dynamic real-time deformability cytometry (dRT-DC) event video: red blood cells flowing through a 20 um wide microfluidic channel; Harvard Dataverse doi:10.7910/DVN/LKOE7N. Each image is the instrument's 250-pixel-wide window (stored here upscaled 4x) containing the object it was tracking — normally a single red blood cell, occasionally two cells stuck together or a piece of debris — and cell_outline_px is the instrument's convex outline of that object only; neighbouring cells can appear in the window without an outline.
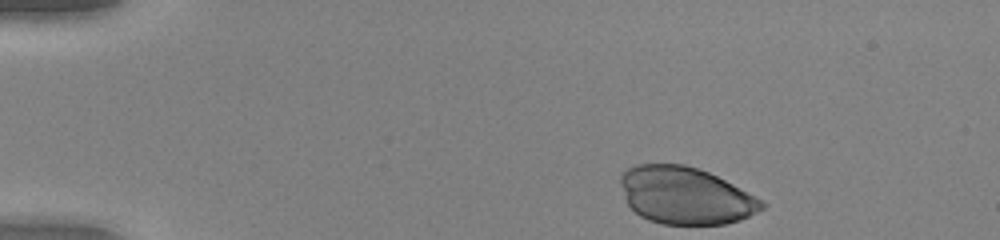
{"species": "human", "species_latin": "Homo sapiens", "temperature_condition": "warm", "stored_images_in_passage": 37, "camera_frame_rate_fps": 3000, "um_per_image_px": 0.085, "donor": {"sex": "female"}, "frame": {"image": 1, "passage_image": 1, "time_ms": 0.0, "image_size_px": [1000, 240], "cell_outline_px": [[764, 208], [740, 220], [724, 224], [660, 224], [648, 220], [640, 216], [628, 204], [620, 184], [620, 176], [628, 168], [636, 164], [684, 164], [708, 172], [732, 184], [760, 200], [764, 204]], "centroid_in_image_um": [58.21, 16.62], "position_along_channel_um": 26.8, "area_um2": 46.53}}
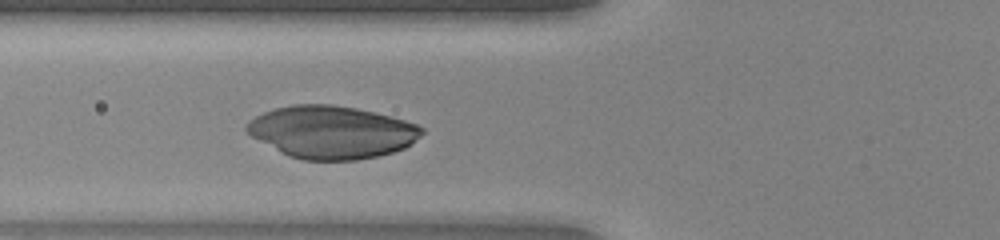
{"frame": {"image": 2, "passage_image": 13, "time_ms": 4.0, "image_size_px": [1000, 240], "cell_outline_px": [[424, 132], [420, 136], [404, 148], [392, 152], [376, 156], [356, 160], [304, 160], [288, 156], [252, 136], [244, 128], [256, 116], [264, 112], [276, 108], [292, 104], [332, 104], [356, 108], [392, 116], [416, 124], [424, 128]], "centroid_in_image_um": [28.21, 11.22], "position_along_channel_um": 97.6, "area_um2": 53.29}}
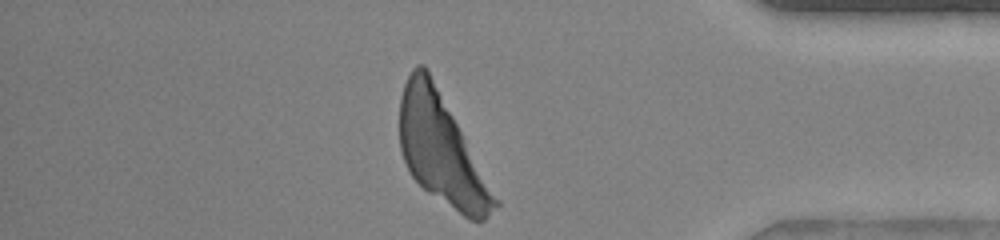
{"frame": {"image": 3, "passage_image": 37, "time_ms": 12.0, "image_size_px": [1000, 240], "cell_outline_px": [[500, 204], [484, 220], [468, 220], [428, 192], [408, 172], [400, 152], [400, 96], [404, 84], [412, 68], [416, 64], [424, 64], [428, 68], [500, 200]], "centroid_in_image_um": [37.52, 12.72], "position_along_channel_um": 397.7, "area_um2": 60.92}}